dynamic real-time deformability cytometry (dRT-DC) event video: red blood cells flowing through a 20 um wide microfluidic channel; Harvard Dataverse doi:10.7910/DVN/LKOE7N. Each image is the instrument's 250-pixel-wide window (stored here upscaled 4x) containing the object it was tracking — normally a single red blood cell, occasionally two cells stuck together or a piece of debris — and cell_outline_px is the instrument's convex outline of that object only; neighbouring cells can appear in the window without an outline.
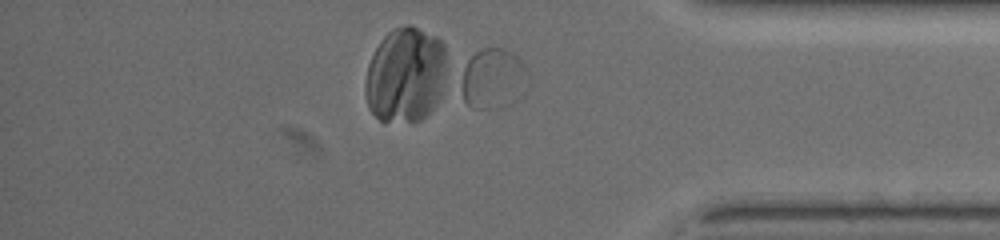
{"species": "common noctule bat (a hibernating species)", "species_latin": "Nyctalus noctula", "temperature_condition": "warm", "stored_images_in_passage": 52, "camera_frame_rate_fps": 3000, "um_per_image_px": 0.085, "animal": {"sex": "female", "body_mass_g": 19.5, "forearm_length_mm": 54.1}, "frame": {"image": 1, "passage_image": 45, "time_ms": 14.667, "image_size_px": [1000, 240], "cell_outline_px": [[524, 68], [492, 108], [472, 108], [464, 100], [460, 68], [480, 48], [504, 48], [512, 52], [524, 64]], "centroid_in_image_um": [41.56, 6.47], "position_along_channel_um": 393.6, "area_um2": 19.77}}